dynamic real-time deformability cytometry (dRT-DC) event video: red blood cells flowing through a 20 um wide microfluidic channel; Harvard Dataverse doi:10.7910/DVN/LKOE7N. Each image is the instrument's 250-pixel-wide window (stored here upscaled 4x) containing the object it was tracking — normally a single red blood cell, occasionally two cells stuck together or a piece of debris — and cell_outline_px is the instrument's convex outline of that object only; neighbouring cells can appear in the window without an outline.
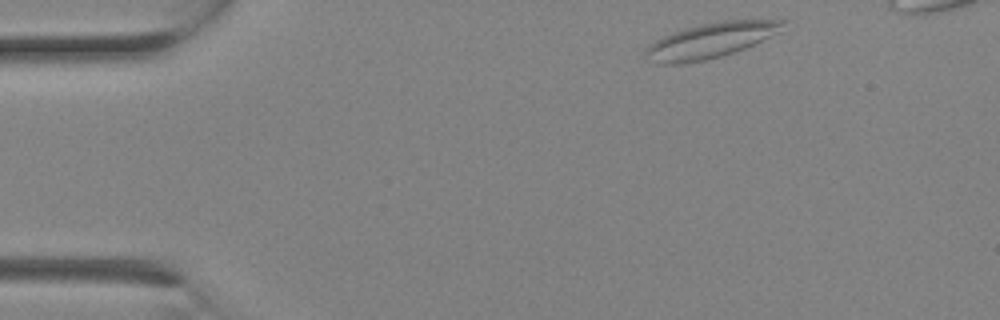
{"species": "Egyptian fruit bat (a non-hibernating species)", "species_latin": "Rousettus aegyptiacus", "temperature_condition": "room temperature", "stored_images_in_passage": 2, "camera_frame_rate_fps": 3000, "um_per_image_px": 0.085, "animal": {"sex": "female"}, "frame": {"image": 1, "passage_image": 1, "time_ms": 0.0, "image_size_px": [1000, 320], "cell_outline_px": [[788, 20], [780, 32], [744, 48], [720, 56], [704, 60], [684, 64], [660, 64], [648, 60], [644, 56], [644, 52], [648, 44], [664, 36], [684, 28], [700, 24], [724, 20]], "centroid_in_image_um": [60.37, 3.44], "position_along_channel_um": 24.6, "area_um2": 28.03}}